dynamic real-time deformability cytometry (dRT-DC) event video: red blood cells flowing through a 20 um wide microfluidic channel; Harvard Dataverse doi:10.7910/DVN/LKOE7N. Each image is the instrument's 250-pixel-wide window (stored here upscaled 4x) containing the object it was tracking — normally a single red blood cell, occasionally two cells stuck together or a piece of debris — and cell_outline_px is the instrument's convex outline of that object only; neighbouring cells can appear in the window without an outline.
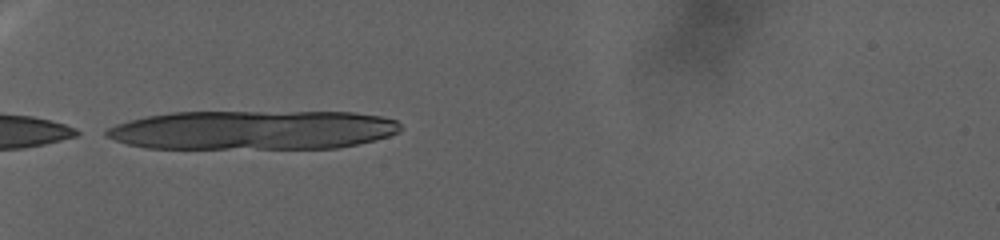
{"species": "human", "species_latin": "Homo sapiens", "temperature_condition": "warm", "stored_images_in_passage": 8, "camera_frame_rate_fps": 3000, "um_per_image_px": 0.085, "donor": {"sex": "female"}, "frame": {"image": 1, "passage_image": 1, "time_ms": 0.0, "image_size_px": [1000, 240], "cell_outline_px": [[404, 128], [400, 132], [376, 140], [336, 148], [148, 148], [128, 144], [104, 136], [104, 132], [108, 128], [116, 124], [148, 116], [172, 112], [352, 112], [380, 116], [396, 120]], "centroid_in_image_um": [21.54, 11.05], "position_along_channel_um": 63.5, "area_um2": 67.28}}